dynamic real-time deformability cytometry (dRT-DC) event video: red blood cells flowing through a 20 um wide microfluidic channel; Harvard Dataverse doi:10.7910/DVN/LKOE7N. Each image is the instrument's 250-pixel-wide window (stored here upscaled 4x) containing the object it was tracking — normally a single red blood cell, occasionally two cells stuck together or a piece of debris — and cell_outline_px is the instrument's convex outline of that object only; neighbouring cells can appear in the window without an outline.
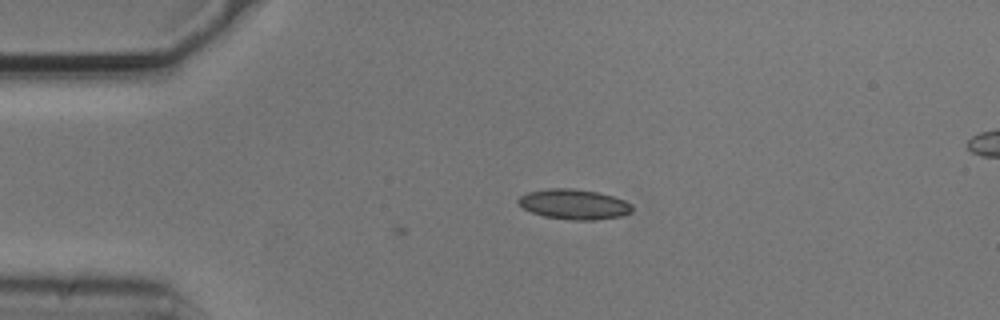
{"species": "common noctule bat (a hibernating species)", "species_latin": "Nyctalus noctula", "temperature_condition": "cold", "stored_images_in_passage": 9, "camera_frame_rate_fps": 3000, "um_per_image_px": 0.085, "animal": {"sex": "male", "body_mass_g": 20.5, "forearm_length_mm": 52.5}, "frame": {"image": 1, "passage_image": 9, "time_ms": 2.667, "image_size_px": [1000, 320], "cell_outline_px": [[632, 212], [620, 216], [596, 220], [572, 220], [544, 216], [532, 212], [524, 208], [516, 200], [524, 192], [548, 188], [572, 188], [596, 192], [612, 196], [624, 200], [632, 204]], "centroid_in_image_um": [48.77, 17.35], "position_along_channel_um": 36.2, "area_um2": 20.0}}